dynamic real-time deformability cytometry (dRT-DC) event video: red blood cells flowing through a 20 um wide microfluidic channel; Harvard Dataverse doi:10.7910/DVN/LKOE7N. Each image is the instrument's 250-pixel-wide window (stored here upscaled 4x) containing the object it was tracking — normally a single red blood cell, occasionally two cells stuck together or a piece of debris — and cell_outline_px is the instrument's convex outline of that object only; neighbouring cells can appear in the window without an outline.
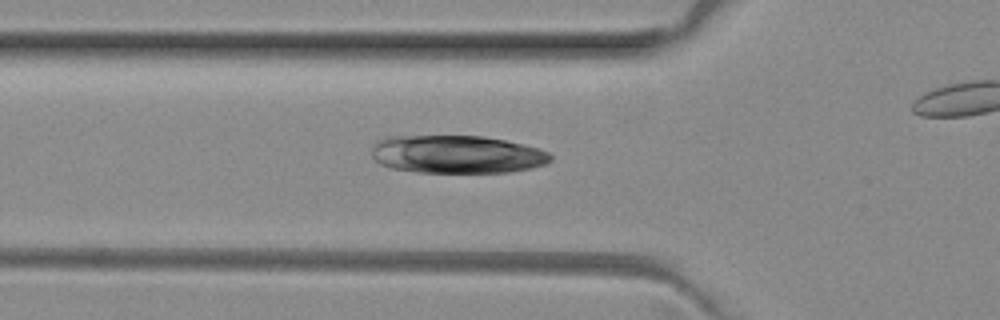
{"species": "common noctule bat (a hibernating species)", "species_latin": "Nyctalus noctula", "temperature_condition": "room temperature", "stored_images_in_passage": 3, "camera_frame_rate_fps": 3000, "um_per_image_px": 0.085, "animal": {"sex": "female", "body_mass_g": 29.2, "forearm_length_mm": 56.3}, "frame": {"image": 1, "passage_image": 2, "time_ms": 0.333, "image_size_px": [1000, 320], "cell_outline_px": [[552, 160], [544, 164], [532, 168], [508, 172], [420, 172], [392, 168], [380, 164], [372, 156], [372, 148], [380, 140], [388, 136], [484, 136], [504, 140], [536, 148], [548, 152], [552, 156]], "centroid_in_image_um": [38.83, 13.12], "position_along_channel_um": 87.0, "area_um2": 39.3}}